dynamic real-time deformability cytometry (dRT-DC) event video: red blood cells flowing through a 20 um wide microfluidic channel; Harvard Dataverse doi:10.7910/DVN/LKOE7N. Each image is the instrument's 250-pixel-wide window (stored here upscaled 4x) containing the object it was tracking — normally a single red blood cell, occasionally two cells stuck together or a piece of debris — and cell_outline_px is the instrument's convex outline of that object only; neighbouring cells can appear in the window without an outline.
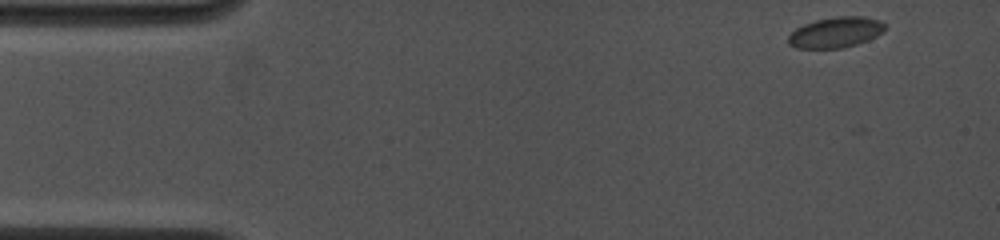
{"species": "common noctule bat (a hibernating species)", "species_latin": "Nyctalus noctula", "temperature_condition": "cold", "stored_images_in_passage": 5, "camera_frame_rate_fps": 4500, "um_per_image_px": 0.085, "animal": {"sex": "female", "body_mass_g": 19.0, "forearm_length_mm": 53.3}, "frame": {"image": 1, "passage_image": 1, "time_ms": 0.0, "image_size_px": [1000, 240], "cell_outline_px": [[884, 32], [868, 40], [856, 44], [840, 48], [796, 48], [788, 44], [788, 36], [796, 28], [804, 24], [816, 20], [836, 16], [864, 16], [880, 20], [884, 24]], "centroid_in_image_um": [71.03, 2.74], "position_along_channel_um": 14.0, "area_um2": 17.22}}